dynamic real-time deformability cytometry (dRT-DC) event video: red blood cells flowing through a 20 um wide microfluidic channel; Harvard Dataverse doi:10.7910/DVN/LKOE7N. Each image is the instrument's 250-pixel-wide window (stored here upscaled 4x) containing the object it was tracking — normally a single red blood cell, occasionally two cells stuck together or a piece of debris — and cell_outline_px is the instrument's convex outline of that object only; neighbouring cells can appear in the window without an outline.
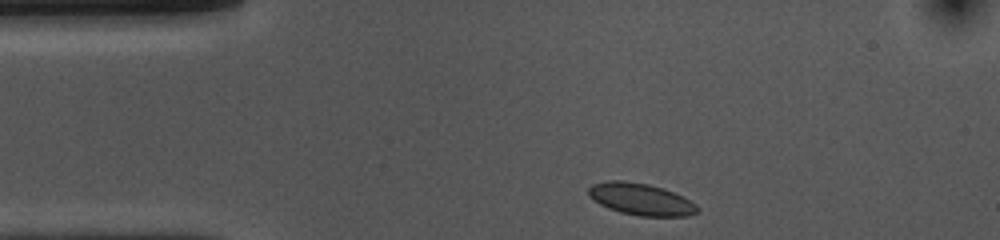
{"species": "common noctule bat (a hibernating species)", "species_latin": "Nyctalus noctula", "temperature_condition": "cold", "stored_images_in_passage": 34, "camera_frame_rate_fps": 3000, "um_per_image_px": 0.085, "animal": {"sex": "female", "body_mass_g": 10.0, "forearm_length_mm": 53.1}, "frame": {"image": 1, "passage_image": 1, "time_ms": 0.0, "image_size_px": [1000, 240], "cell_outline_px": [[700, 208], [696, 212], [688, 216], [640, 216], [620, 212], [608, 208], [600, 204], [588, 196], [588, 188], [592, 184], [608, 180], [624, 180], [648, 184], [664, 188], [696, 204]], "centroid_in_image_um": [54.44, 16.93], "position_along_channel_um": 30.6, "area_um2": 20.17}}
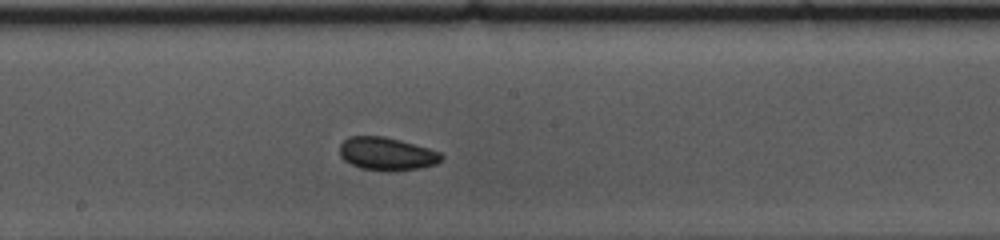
{"frame": {"image": 2, "passage_image": 19, "time_ms": 6.0, "image_size_px": [1000, 240], "cell_outline_px": [[444, 156], [436, 164], [416, 168], [360, 168], [344, 160], [340, 156], [340, 144], [348, 136], [384, 136], [400, 140], [428, 148], [440, 152]], "centroid_in_image_um": [32.84, 13.01], "position_along_channel_um": 215.4, "area_um2": 18.73}}
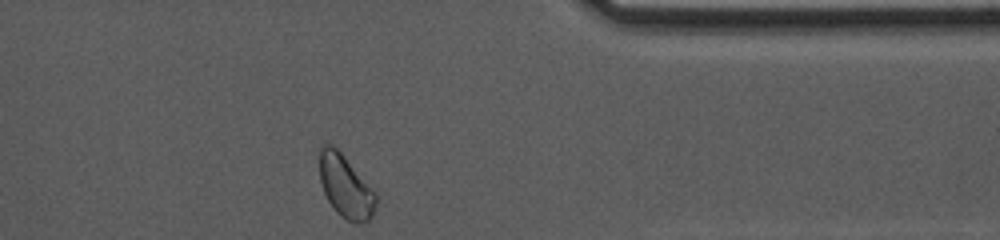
{"frame": {"image": 3, "passage_image": 34, "time_ms": 11.0, "image_size_px": [1000, 240], "cell_outline_px": [[376, 204], [372, 216], [368, 220], [356, 224], [340, 216], [332, 208], [324, 192], [320, 180], [320, 144], [332, 144], [344, 156], [376, 192]], "centroid_in_image_um": [29.37, 15.85], "position_along_channel_um": 382.0, "area_um2": 20.52}, "authors_computed_cell_mechanics": {"area_um2": 19.1896, "velocity_mm_per_s": 3.6715, "shape_relaxation_time_tau1_ms": null, "shape_relaxation_time_tau2_ms": 2.1918, "deformation_change_tau1": null, "deformation_change_tau2": 0.0685}}